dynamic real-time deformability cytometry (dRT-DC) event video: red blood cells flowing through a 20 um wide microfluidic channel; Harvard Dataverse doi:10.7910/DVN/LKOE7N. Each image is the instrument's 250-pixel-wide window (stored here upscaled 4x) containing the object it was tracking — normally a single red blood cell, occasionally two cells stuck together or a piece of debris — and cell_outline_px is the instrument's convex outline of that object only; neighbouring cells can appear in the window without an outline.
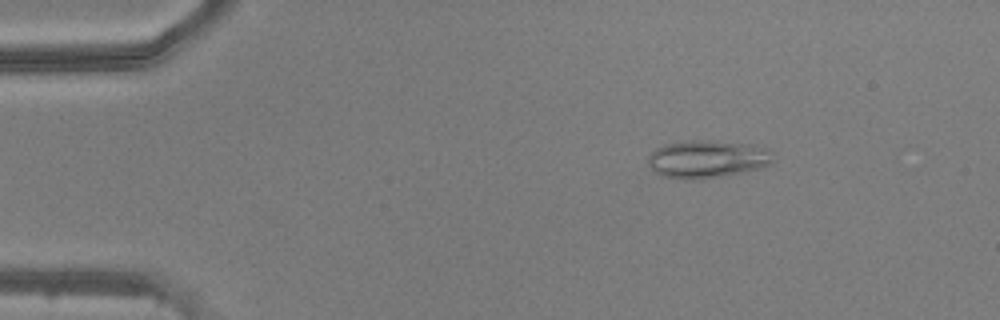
{"species": "common noctule bat (a hibernating species)", "species_latin": "Nyctalus noctula", "temperature_condition": "warm", "stored_images_in_passage": 47, "camera_frame_rate_fps": 3000, "um_per_image_px": 0.085, "animal": {"sex": "male", "body_mass_g": 20.5, "forearm_length_mm": 52.5}, "frame": {"image": 1, "passage_image": 5, "time_ms": 1.333, "image_size_px": [1000, 320], "cell_outline_px": [[772, 164], [764, 168], [720, 176], [696, 180], [684, 180], [660, 176], [648, 164], [648, 156], [656, 148], [664, 144], [692, 140], [700, 140], [752, 144], [768, 148], [772, 152]], "centroid_in_image_um": [60.13, 13.53], "position_along_channel_um": 24.9, "area_um2": 27.74}}
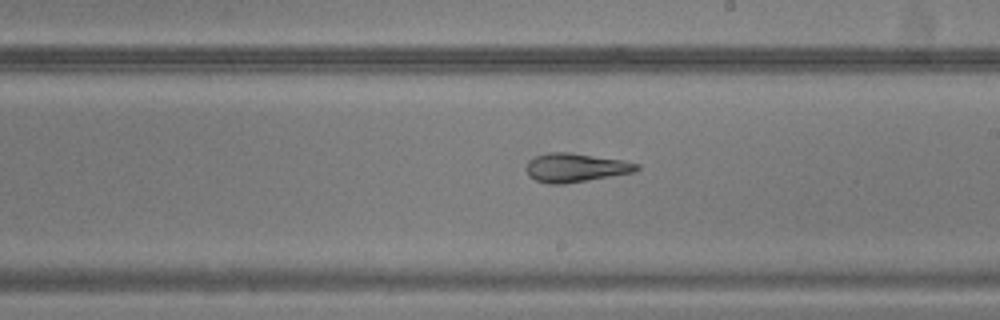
{"frame": {"image": 2, "passage_image": 26, "time_ms": 8.333, "image_size_px": [1000, 320], "cell_outline_px": [[640, 168], [632, 172], [588, 180], [564, 184], [548, 184], [536, 180], [528, 176], [528, 160], [536, 156], [548, 152], [572, 152], [624, 160], [640, 164]], "centroid_in_image_um": [48.93, 14.24], "position_along_channel_um": 240.1, "area_um2": 18.5}}
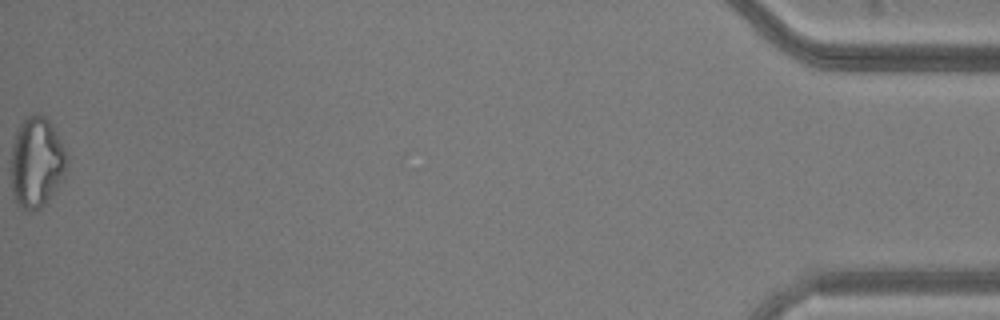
{"frame": {"image": 3, "passage_image": 47, "time_ms": 15.333, "image_size_px": [1000, 320], "cell_outline_px": [[64, 180], [48, 200], [40, 208], [20, 208], [12, 192], [12, 144], [16, 128], [28, 116], [44, 116], [48, 120], [56, 132], [64, 152]], "centroid_in_image_um": [3.08, 13.81], "position_along_channel_um": 432.1, "area_um2": 28.55}}